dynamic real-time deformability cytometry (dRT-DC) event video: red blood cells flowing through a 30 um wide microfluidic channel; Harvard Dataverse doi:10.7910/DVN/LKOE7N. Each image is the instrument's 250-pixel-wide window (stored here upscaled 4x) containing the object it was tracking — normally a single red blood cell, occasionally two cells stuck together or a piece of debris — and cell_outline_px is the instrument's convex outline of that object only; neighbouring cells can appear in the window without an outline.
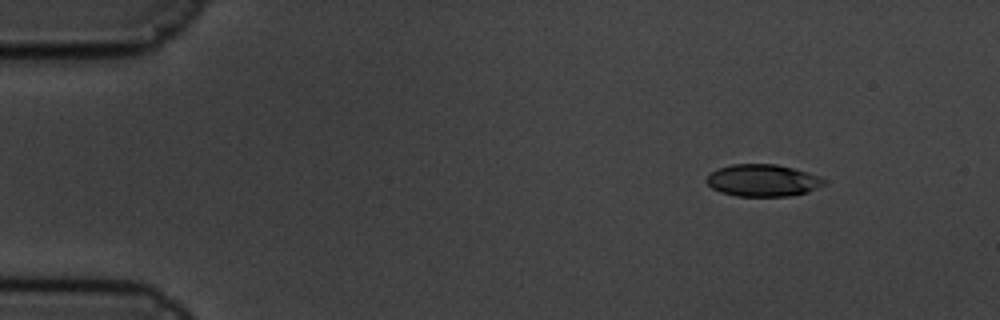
{"species": "common noctule bat (a hibernating species)", "species_latin": "Nyctalus noctula", "temperature_condition": "cold", "stored_images_in_passage": 43, "camera_frame_rate_fps": 3000, "um_per_image_px": 0.085, "animal": {"sex": "male", "body_mass_g": 19.5, "forearm_length_mm": 54.6}, "frame": {"image": 1, "passage_image": 1, "time_ms": 0.0, "image_size_px": [1000, 320], "cell_outline_px": [[828, 180], [824, 184], [808, 192], [788, 196], [736, 196], [720, 192], [712, 188], [704, 180], [708, 172], [716, 168], [732, 164], [776, 164], [792, 168]], "centroid_in_image_um": [64.75, 15.33], "position_along_channel_um": 20.2, "area_um2": 22.02}}
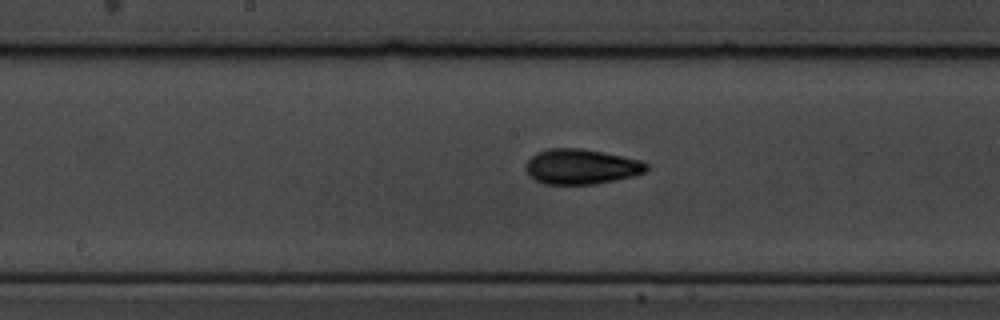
{"frame": {"image": 2, "passage_image": 25, "time_ms": 8.0, "image_size_px": [1000, 320], "cell_outline_px": [[648, 168], [644, 172], [632, 176], [616, 180], [592, 184], [544, 184], [528, 176], [524, 168], [524, 164], [536, 152], [548, 148], [584, 148], [624, 156], [640, 160], [648, 164]], "centroid_in_image_um": [49.36, 14.15], "position_along_channel_um": 198.8, "area_um2": 24.97}}
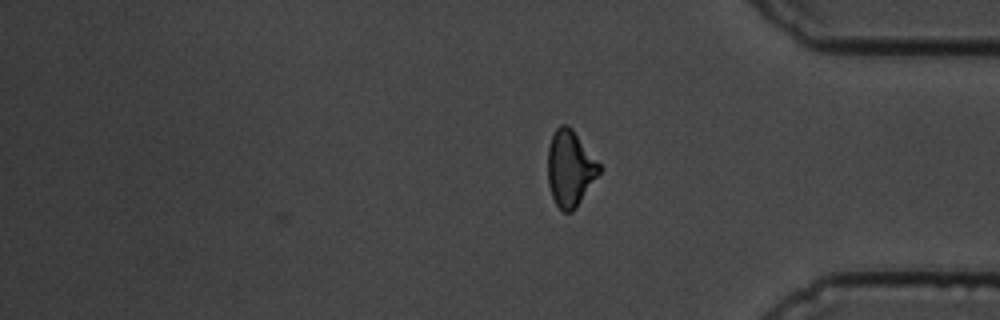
{"frame": {"image": 3, "passage_image": 43, "time_ms": 14.0, "image_size_px": [1000, 320], "cell_outline_px": [[604, 168], [576, 208], [572, 212], [564, 212], [556, 204], [552, 196], [548, 184], [548, 148], [552, 136], [556, 128], [560, 124], [568, 124], [572, 128]], "centroid_in_image_um": [48.48, 14.3], "position_along_channel_um": 386.7, "area_um2": 23.06}, "authors_computed_cell_mechanics": {"area_um2": 23.409, "velocity_mm_per_s": 3.359, "shape_relaxation_time_tau1_ms": 3.5548, "shape_relaxation_time_tau2_ms": 2.4632, "deformation_change_tau1": 0.1419, "deformation_change_tau2": 0.086}}